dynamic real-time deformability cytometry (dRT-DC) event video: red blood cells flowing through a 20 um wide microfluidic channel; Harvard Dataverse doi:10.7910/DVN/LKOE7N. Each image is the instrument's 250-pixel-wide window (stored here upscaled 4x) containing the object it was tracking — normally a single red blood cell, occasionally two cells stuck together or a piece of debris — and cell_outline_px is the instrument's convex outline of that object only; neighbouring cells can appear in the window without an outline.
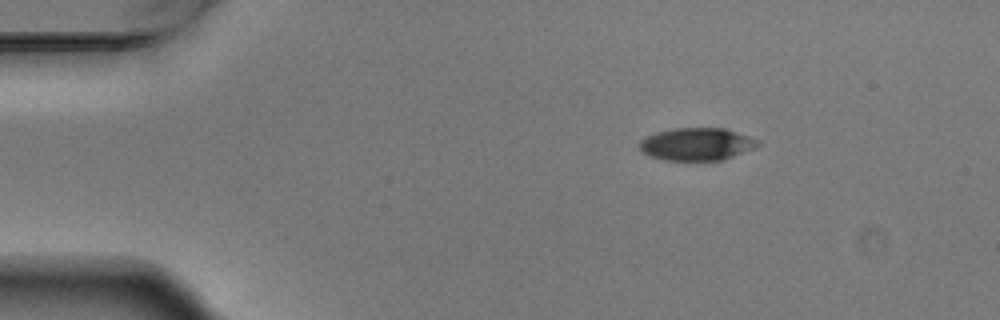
{"species": "Egyptian fruit bat (a non-hibernating species)", "species_latin": "Rousettus aegyptiacus", "temperature_condition": "warm", "stored_images_in_passage": 3, "camera_frame_rate_fps": 3000, "um_per_image_px": 0.085, "animal": {"sex": "male"}, "frame": {"image": 1, "passage_image": 1, "time_ms": 0.0, "image_size_px": [1000, 320], "cell_outline_px": [[760, 144], [752, 148], [732, 156], [720, 160], [664, 160], [652, 156], [644, 152], [640, 148], [640, 140], [656, 132], [672, 128], [724, 128], [760, 140]], "centroid_in_image_um": [59.21, 12.24], "position_along_channel_um": 25.8, "area_um2": 22.08}}
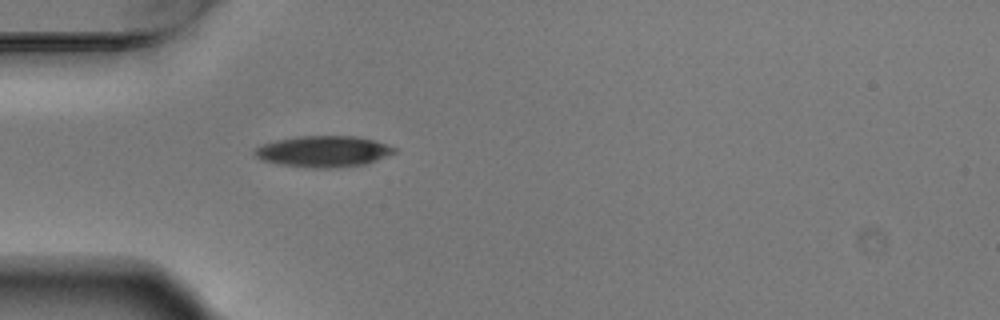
{"frame": {"image": 2, "passage_image": 3, "time_ms": 0.667, "image_size_px": [1000, 320], "cell_outline_px": [[396, 152], [376, 160], [364, 164], [328, 168], [312, 168], [280, 164], [260, 160], [252, 152], [256, 148], [264, 144], [276, 140], [296, 136], [356, 136], [372, 140], [396, 148]], "centroid_in_image_um": [27.45, 12.87], "position_along_channel_um": 57.6, "area_um2": 25.09}}